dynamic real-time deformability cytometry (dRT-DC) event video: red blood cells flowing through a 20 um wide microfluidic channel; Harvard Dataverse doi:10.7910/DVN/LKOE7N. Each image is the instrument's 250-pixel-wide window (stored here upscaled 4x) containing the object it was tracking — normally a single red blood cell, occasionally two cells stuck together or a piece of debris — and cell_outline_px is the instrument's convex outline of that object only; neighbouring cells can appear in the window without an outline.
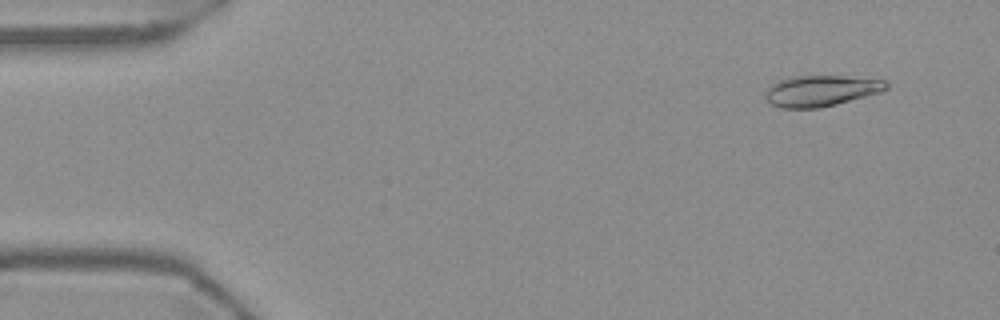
{"species": "Egyptian fruit bat (a non-hibernating species)", "species_latin": "Rousettus aegyptiacus", "temperature_condition": "warm", "stored_images_in_passage": 54, "camera_frame_rate_fps": 3000, "um_per_image_px": 0.085, "frame": {"image": 1, "passage_image": 4, "time_ms": 1.0, "image_size_px": [1000, 320], "cell_outline_px": [[888, 88], [880, 92], [836, 104], [820, 108], [780, 108], [772, 104], [764, 96], [764, 92], [776, 80], [788, 76], [840, 76], [884, 80], [888, 84]], "centroid_in_image_um": [69.72, 7.71], "position_along_channel_um": 15.3, "area_um2": 21.79}}
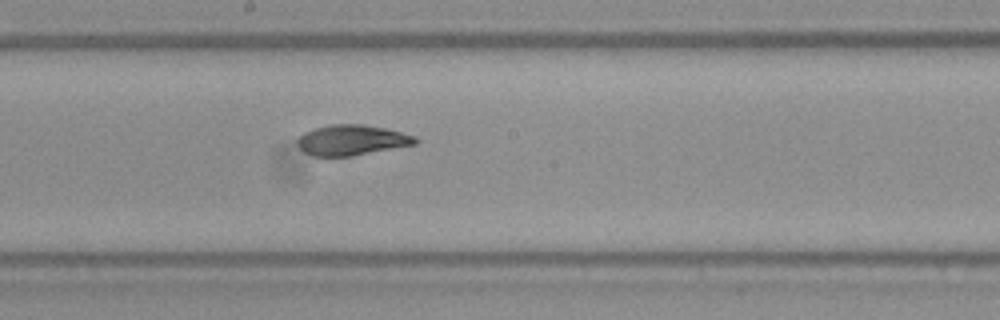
{"frame": {"image": 2, "passage_image": 29, "time_ms": 9.333, "image_size_px": [1000, 320], "cell_outline_px": [[420, 140], [416, 144], [352, 156], [312, 156], [304, 152], [296, 144], [296, 140], [304, 132], [312, 128], [328, 124], [364, 124], [384, 128], [416, 136]], "centroid_in_image_um": [29.87, 11.9], "position_along_channel_um": 218.3, "area_um2": 21.1}}
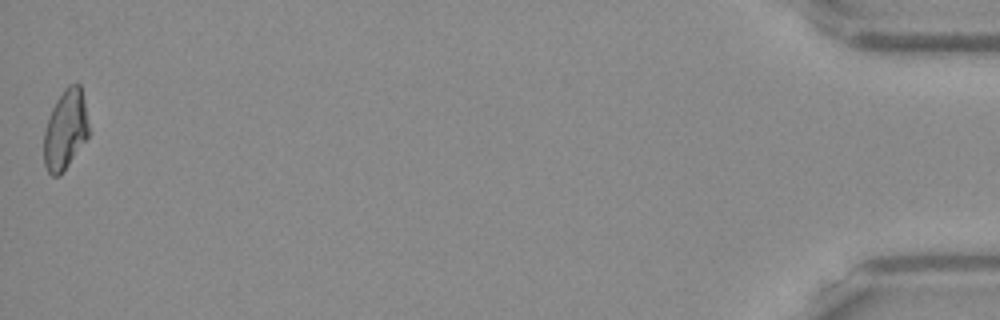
{"frame": {"image": 3, "passage_image": 54, "time_ms": 17.667, "image_size_px": [1000, 320], "cell_outline_px": [[88, 136], [60, 176], [52, 176], [48, 172], [44, 164], [44, 132], [52, 108], [56, 100], [64, 88], [68, 84], [76, 80], [80, 84], [88, 124]], "centroid_in_image_um": [5.54, 11.0], "position_along_channel_um": 429.7, "area_um2": 20.63}, "authors_computed_cell_mechanics": {"area_um2": 21.4149, "velocity_mm_per_s": 3.706, "shape_relaxation_time_tau1_ms": 6.1666, "shape_relaxation_time_tau2_ms": 1.9646, "deformation_change_tau1": 0.2044, "deformation_change_tau2": 0.0722}}